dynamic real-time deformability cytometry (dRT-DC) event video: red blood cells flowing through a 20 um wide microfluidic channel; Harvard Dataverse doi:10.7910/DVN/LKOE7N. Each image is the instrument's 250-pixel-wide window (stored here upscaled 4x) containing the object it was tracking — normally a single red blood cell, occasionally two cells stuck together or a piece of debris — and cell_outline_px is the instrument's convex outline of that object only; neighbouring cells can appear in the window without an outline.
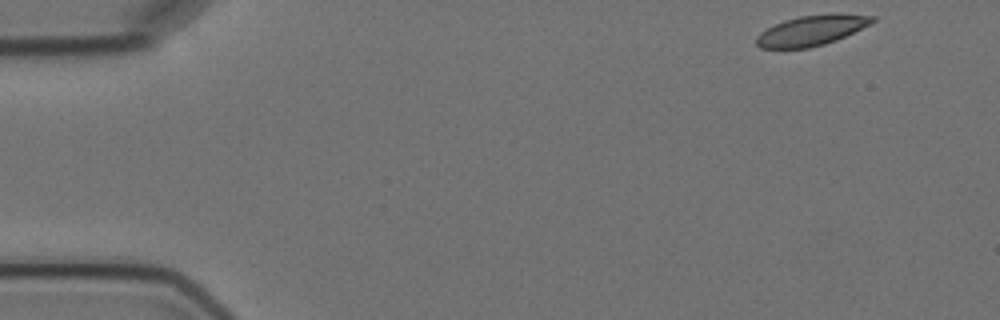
{"species": "Egyptian fruit bat (a non-hibernating species)", "species_latin": "Rousettus aegyptiacus", "temperature_condition": "cold", "stored_images_in_passage": 4, "camera_frame_rate_fps": 3000, "um_per_image_px": 0.085, "animal": {"sex": "female"}, "frame": {"image": 1, "passage_image": 1, "time_ms": 0.0, "image_size_px": [1000, 320], "cell_outline_px": [[876, 20], [836, 40], [824, 44], [808, 48], [760, 48], [756, 44], [756, 36], [760, 32], [784, 20], [800, 16], [840, 12], [876, 16]], "centroid_in_image_um": [68.98, 2.57], "position_along_channel_um": 16.0, "area_um2": 20.35}}
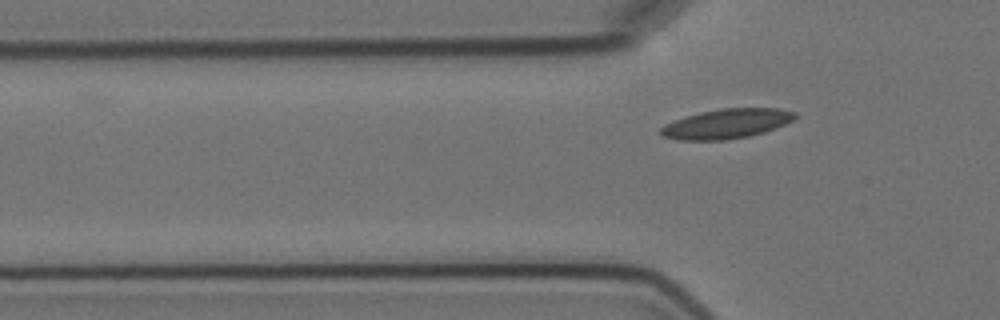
{"frame": {"image": 2, "passage_image": 4, "time_ms": 4.333, "image_size_px": [1000, 320], "cell_outline_px": [[796, 116], [792, 120], [776, 128], [764, 132], [748, 136], [724, 140], [676, 140], [664, 136], [660, 132], [660, 128], [664, 124], [700, 112], [720, 108], [780, 108], [796, 112]], "centroid_in_image_um": [61.77, 10.51], "position_along_channel_um": 64.0, "area_um2": 23.06}}